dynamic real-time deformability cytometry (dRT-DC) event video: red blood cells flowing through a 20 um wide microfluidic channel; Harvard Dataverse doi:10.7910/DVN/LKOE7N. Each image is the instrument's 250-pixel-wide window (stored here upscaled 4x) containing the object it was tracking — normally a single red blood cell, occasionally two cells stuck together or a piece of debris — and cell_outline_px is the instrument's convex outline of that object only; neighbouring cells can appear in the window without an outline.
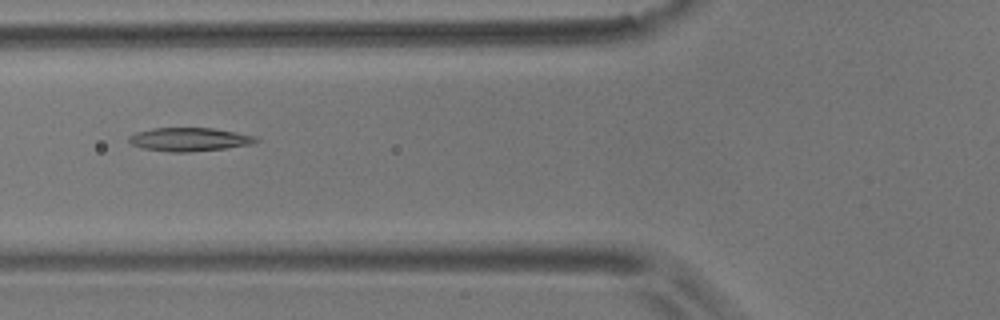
{"species": "common noctule bat (a hibernating species)", "species_latin": "Nyctalus noctula", "temperature_condition": "room temperature", "stored_images_in_passage": 9, "camera_frame_rate_fps": 3000, "um_per_image_px": 0.085, "animal": {"sex": "male", "body_mass_g": 17.9}, "frame": {"image": 1, "passage_image": 6, "time_ms": 1.667, "image_size_px": [1000, 320], "cell_outline_px": [[260, 140], [252, 144], [224, 148], [188, 152], [172, 152], [140, 148], [132, 144], [128, 140], [128, 136], [136, 132], [152, 128], [212, 128], [236, 132], [256, 136]], "centroid_in_image_um": [16.08, 11.84], "position_along_channel_um": 109.7, "area_um2": 17.4}}
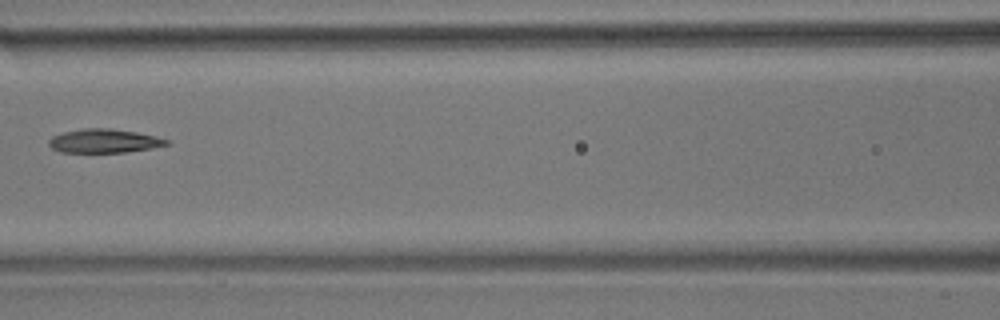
{"frame": {"image": 2, "passage_image": 7, "time_ms": 2.0, "image_size_px": [1000, 320], "cell_outline_px": [[168, 144], [152, 148], [124, 152], [60, 152], [52, 148], [48, 144], [48, 140], [52, 136], [64, 132], [84, 128], [112, 128], [136, 132], [156, 136], [168, 140]], "centroid_in_image_um": [8.82, 11.97], "position_along_channel_um": 157.8, "area_um2": 16.24}}
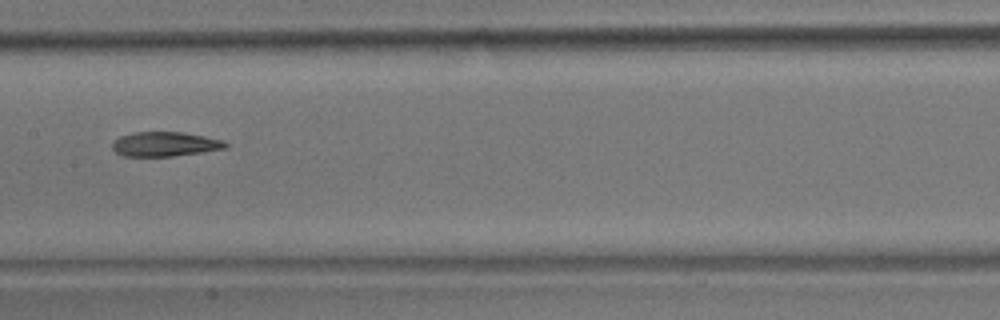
{"frame": {"image": 3, "passage_image": 8, "time_ms": 2.333, "image_size_px": [1000, 320], "cell_outline_px": [[228, 148], [172, 156], [124, 156], [116, 152], [112, 148], [112, 140], [120, 136], [136, 132], [184, 132], [224, 140], [228, 144]], "centroid_in_image_um": [14.02, 12.24], "position_along_channel_um": 193.4, "area_um2": 16.18}}